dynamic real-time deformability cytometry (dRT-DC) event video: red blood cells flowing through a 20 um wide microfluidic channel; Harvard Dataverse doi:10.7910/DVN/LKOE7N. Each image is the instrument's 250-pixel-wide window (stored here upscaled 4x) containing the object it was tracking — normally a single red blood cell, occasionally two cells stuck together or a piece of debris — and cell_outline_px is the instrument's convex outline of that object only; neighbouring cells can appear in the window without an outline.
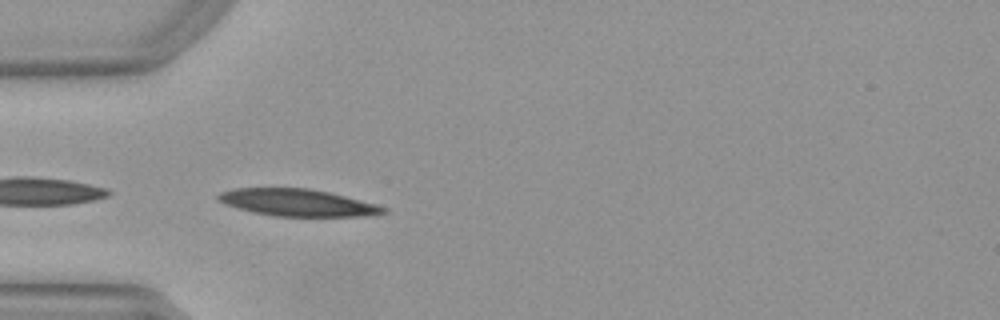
{"species": "Egyptian fruit bat (a non-hibernating species)", "species_latin": "Rousettus aegyptiacus", "temperature_condition": "warm", "stored_images_in_passage": 19, "camera_frame_rate_fps": 3000, "um_per_image_px": 0.085, "animal": {"sex": "female"}, "frame": {"image": 1, "passage_image": 1, "time_ms": 0.0, "image_size_px": [1000, 320], "cell_outline_px": [[388, 212], [364, 216], [276, 216], [256, 212], [224, 204], [216, 200], [216, 196], [220, 192], [232, 188], [308, 188], [328, 192], [376, 204], [388, 208]], "centroid_in_image_um": [25.27, 17.21], "position_along_channel_um": 59.7, "area_um2": 25.84}}
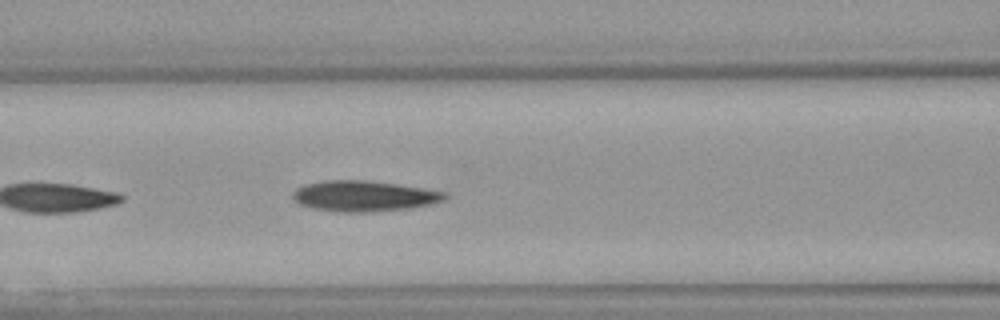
{"frame": {"image": 2, "passage_image": 7, "time_ms": 2.0, "image_size_px": [1000, 320], "cell_outline_px": [[448, 196], [444, 200], [432, 204], [408, 208], [368, 212], [336, 212], [312, 208], [300, 204], [292, 200], [292, 192], [296, 188], [304, 184], [324, 180], [368, 180], [396, 184], [448, 192]], "centroid_in_image_um": [30.9, 16.66], "position_along_channel_um": 135.7, "area_um2": 27.4}}
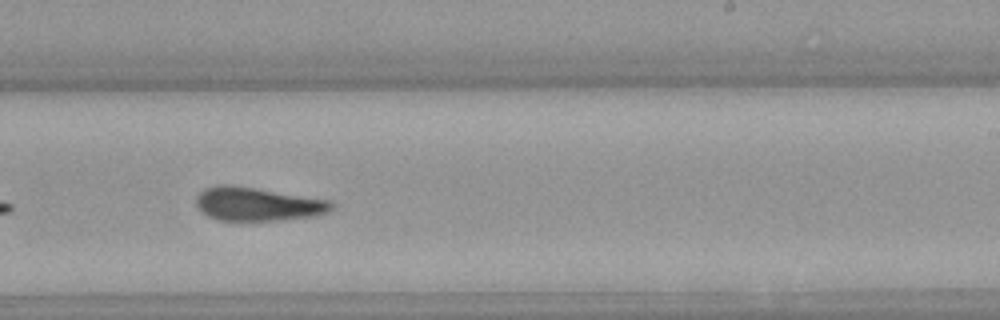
{"frame": {"image": 3, "passage_image": 17, "time_ms": 5.333, "image_size_px": [1000, 320], "cell_outline_px": [[336, 204], [328, 212], [316, 216], [280, 220], [216, 220], [200, 212], [196, 204], [196, 196], [204, 188], [220, 184], [232, 184], [328, 200]], "centroid_in_image_um": [21.86, 17.34], "position_along_channel_um": 267.1, "area_um2": 26.59}}